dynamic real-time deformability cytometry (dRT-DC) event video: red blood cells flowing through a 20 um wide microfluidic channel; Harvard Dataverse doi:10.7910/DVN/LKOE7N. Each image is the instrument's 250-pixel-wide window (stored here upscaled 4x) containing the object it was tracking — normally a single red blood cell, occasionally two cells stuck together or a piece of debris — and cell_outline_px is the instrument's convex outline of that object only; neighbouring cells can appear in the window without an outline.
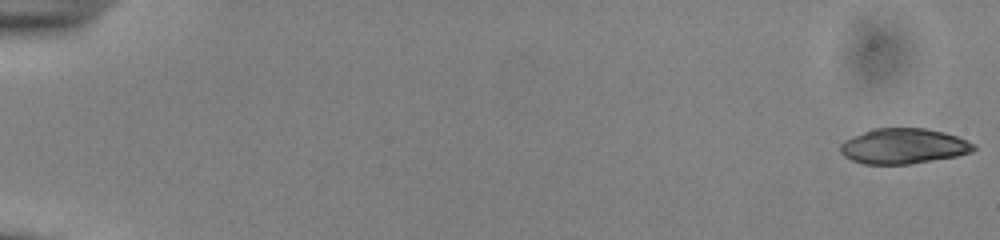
{"species": "common noctule bat (a hibernating species)", "species_latin": "Nyctalus noctula", "temperature_condition": "cold", "stored_images_in_passage": 21, "camera_frame_rate_fps": 3000, "um_per_image_px": 0.085, "animal": {"sex": "male", "body_mass_g": 13.0, "forearm_length_mm": 53.1}, "frame": {"image": 1, "passage_image": 1, "time_ms": 0.0, "image_size_px": [1000, 240], "cell_outline_px": [[976, 148], [972, 152], [956, 156], [908, 164], [864, 164], [852, 160], [844, 156], [840, 152], [840, 144], [844, 140], [872, 128], [924, 128], [944, 132], [956, 136], [976, 144]], "centroid_in_image_um": [76.79, 12.42], "position_along_channel_um": 8.2, "area_um2": 27.46}}
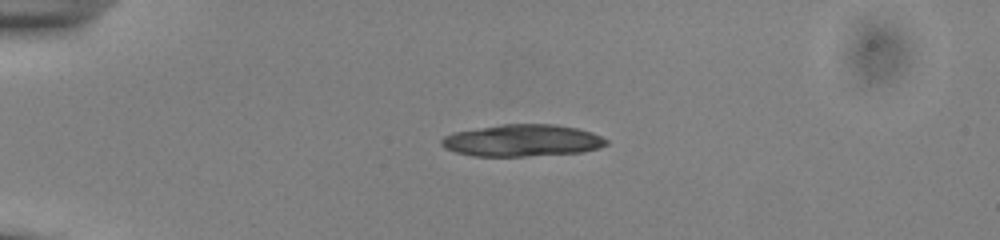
{"frame": {"image": 2, "passage_image": 14, "time_ms": 4.333, "image_size_px": [1000, 240], "cell_outline_px": [[608, 144], [600, 148], [584, 152], [524, 156], [472, 156], [456, 152], [444, 148], [440, 144], [440, 140], [444, 136], [452, 132], [500, 124], [556, 124], [580, 128], [592, 132], [608, 140]], "centroid_in_image_um": [44.4, 11.93], "position_along_channel_um": 40.6, "area_um2": 31.04}}